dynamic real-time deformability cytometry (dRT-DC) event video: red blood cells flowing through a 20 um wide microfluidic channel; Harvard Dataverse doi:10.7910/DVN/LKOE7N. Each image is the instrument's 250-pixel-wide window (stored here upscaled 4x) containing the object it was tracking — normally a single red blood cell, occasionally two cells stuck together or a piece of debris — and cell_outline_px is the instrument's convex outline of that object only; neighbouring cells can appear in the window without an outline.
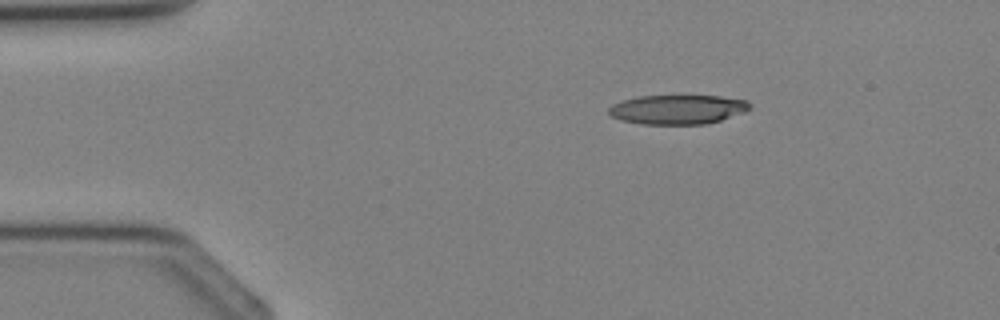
{"species": "Egyptian fruit bat (a non-hibernating species)", "species_latin": "Rousettus aegyptiacus", "temperature_condition": "cold", "stored_images_in_passage": 2, "camera_frame_rate_fps": 3000, "um_per_image_px": 0.085, "animal": {"sex": "female"}, "frame": {"image": 1, "passage_image": 1, "time_ms": 0.0, "image_size_px": [1000, 320], "cell_outline_px": [[748, 108], [744, 112], [720, 120], [704, 124], [640, 124], [620, 120], [612, 116], [608, 112], [608, 108], [612, 104], [636, 96], [720, 96], [748, 100]], "centroid_in_image_um": [57.55, 9.3], "position_along_channel_um": 27.4, "area_um2": 23.99}}